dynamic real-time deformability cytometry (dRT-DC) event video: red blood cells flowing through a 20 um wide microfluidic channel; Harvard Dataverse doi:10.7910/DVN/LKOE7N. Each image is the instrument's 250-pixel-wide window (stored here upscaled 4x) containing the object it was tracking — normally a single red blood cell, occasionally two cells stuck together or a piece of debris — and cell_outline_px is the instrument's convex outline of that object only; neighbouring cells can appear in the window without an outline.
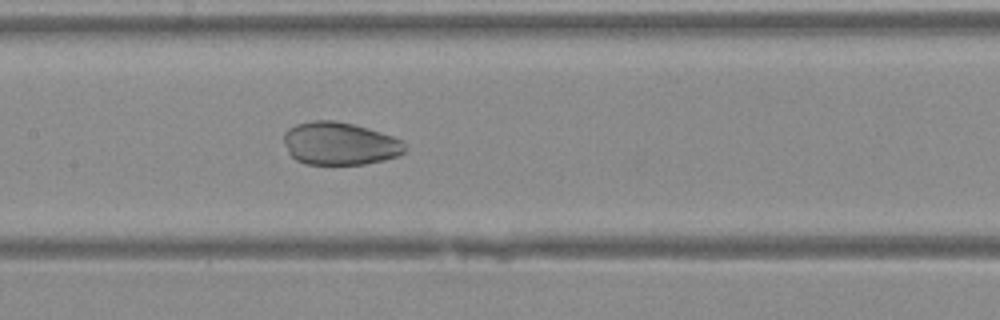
{"species": "Egyptian fruit bat (a non-hibernating species)", "species_latin": "Rousettus aegyptiacus", "temperature_condition": "warm", "stored_images_in_passage": 43, "camera_frame_rate_fps": 3000, "um_per_image_px": 0.085, "animal": {"sex": "female"}, "frame": {"image": 1, "passage_image": 22, "time_ms": 7.0, "image_size_px": [1000, 320], "cell_outline_px": [[408, 148], [404, 152], [396, 156], [384, 160], [364, 164], [304, 164], [296, 160], [288, 152], [284, 144], [284, 132], [288, 128], [296, 124], [312, 120], [332, 120], [352, 124], [368, 128], [404, 140], [408, 144]], "centroid_in_image_um": [28.89, 12.2], "position_along_channel_um": 178.5, "area_um2": 30.46}}
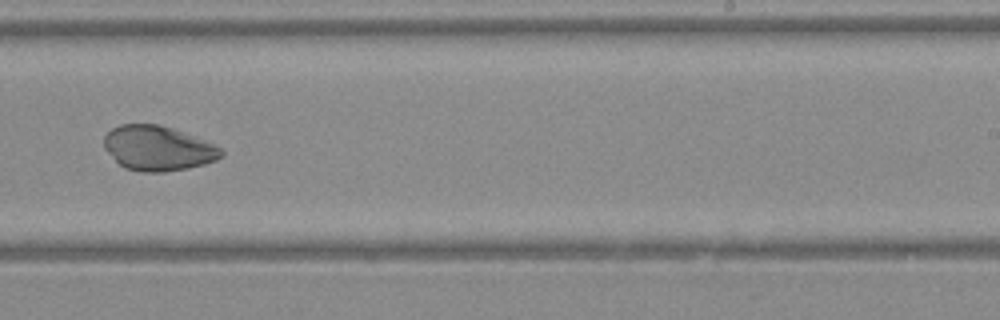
{"frame": {"image": 2, "passage_image": 28, "time_ms": 9.0, "image_size_px": [1000, 320], "cell_outline_px": [[224, 156], [216, 160], [204, 164], [188, 168], [164, 172], [140, 172], [124, 168], [104, 148], [104, 136], [112, 128], [120, 124], [156, 124], [172, 128], [216, 144], [224, 152]], "centroid_in_image_um": [13.44, 12.61], "position_along_channel_um": 275.6, "area_um2": 30.63}}
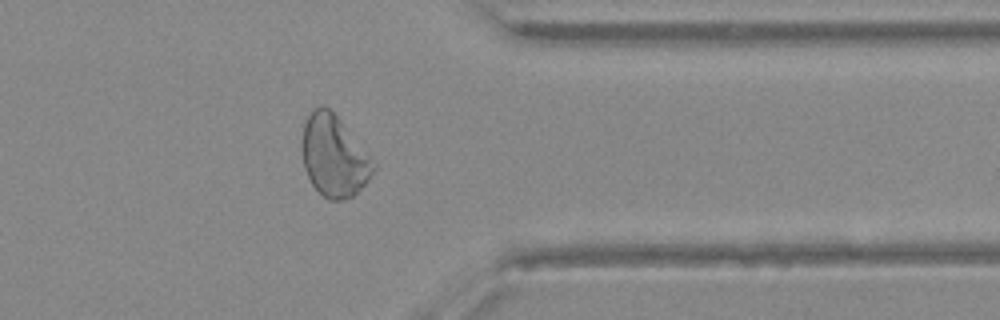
{"frame": {"image": 3, "passage_image": 35, "time_ms": 11.333, "image_size_px": [1000, 320], "cell_outline_px": [[376, 168], [368, 180], [352, 196], [344, 200], [328, 200], [312, 184], [304, 168], [300, 152], [304, 124], [308, 116], [316, 108], [328, 108], [336, 116], [376, 164]], "centroid_in_image_um": [28.36, 13.31], "position_along_channel_um": 383.0, "area_um2": 33.12}}